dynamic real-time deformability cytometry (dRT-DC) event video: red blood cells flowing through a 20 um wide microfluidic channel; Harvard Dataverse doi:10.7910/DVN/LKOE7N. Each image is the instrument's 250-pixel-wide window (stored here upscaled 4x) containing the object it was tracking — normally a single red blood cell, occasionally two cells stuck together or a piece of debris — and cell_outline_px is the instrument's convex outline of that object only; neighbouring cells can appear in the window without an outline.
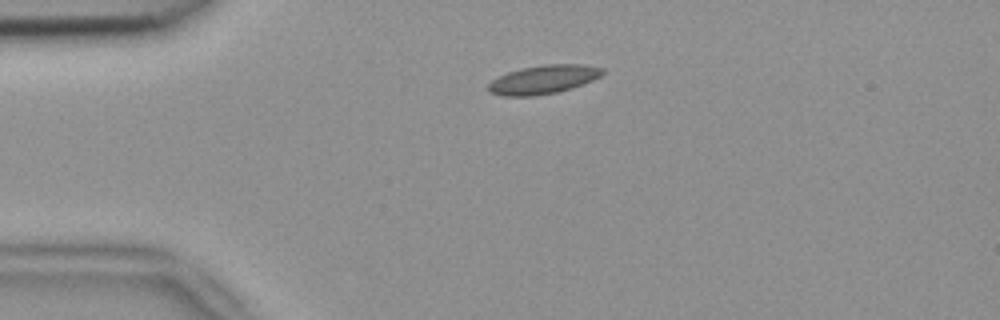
{"species": "common noctule bat (a hibernating species)", "species_latin": "Nyctalus noctula", "temperature_condition": "room temperature", "stored_images_in_passage": 42, "camera_frame_rate_fps": 3000, "um_per_image_px": 0.085, "animal": {"sex": "female", "body_mass_g": 18.4}, "frame": {"image": 1, "passage_image": 1, "time_ms": 0.0, "image_size_px": [1000, 320], "cell_outline_px": [[604, 72], [600, 76], [592, 80], [572, 88], [556, 92], [532, 96], [500, 96], [488, 92], [488, 84], [492, 80], [508, 72], [520, 68], [544, 64], [584, 64], [604, 68]], "centroid_in_image_um": [46.17, 6.75], "position_along_channel_um": 38.8, "area_um2": 19.13}}
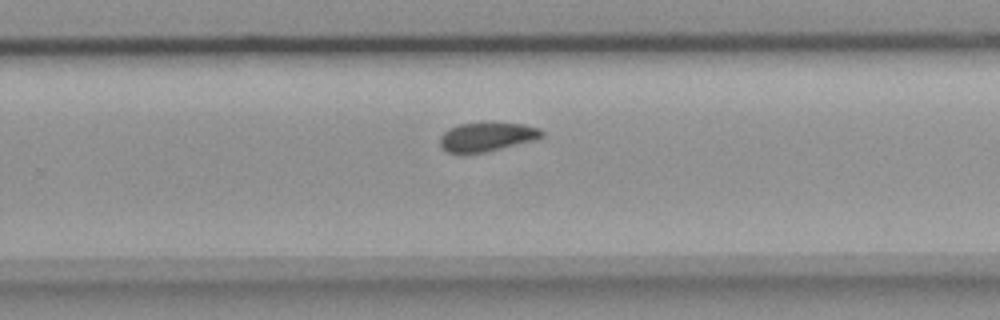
{"frame": {"image": 2, "passage_image": 23, "time_ms": 7.333, "image_size_px": [1000, 320], "cell_outline_px": [[544, 136], [536, 140], [488, 152], [448, 152], [440, 144], [440, 136], [448, 128], [460, 124], [480, 120], [484, 120], [524, 124], [540, 128], [544, 132]], "centroid_in_image_um": [41.45, 11.57], "position_along_channel_um": 288.4, "area_um2": 17.86}}
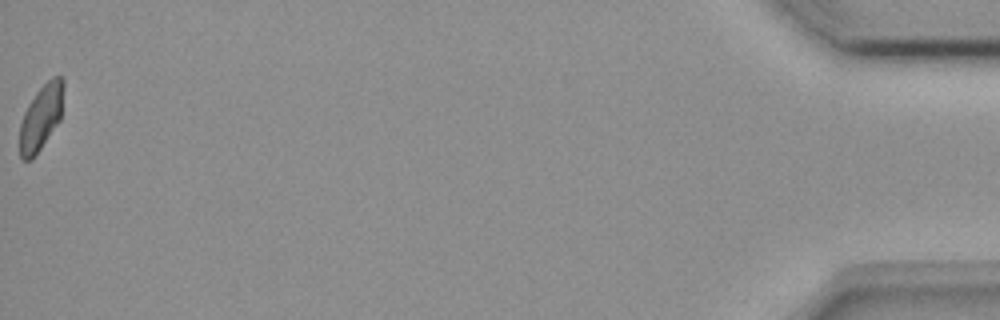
{"frame": {"image": 3, "passage_image": 42, "time_ms": 13.667, "image_size_px": [1000, 320], "cell_outline_px": [[64, 88], [60, 120], [32, 160], [24, 160], [20, 156], [20, 124], [24, 112], [28, 104], [36, 92], [52, 76], [60, 76], [64, 80]], "centroid_in_image_um": [3.49, 9.95], "position_along_channel_um": 431.7, "area_um2": 16.59}, "authors_computed_cell_mechanics": {"area_um2": 17.8313, "velocity_mm_per_s": 3.8194, "shape_relaxation_time_tau1_ms": 5.1147, "shape_relaxation_time_tau2_ms": 2.6183, "deformation_change_tau1": 0.1155, "deformation_change_tau2": 0.0748}}